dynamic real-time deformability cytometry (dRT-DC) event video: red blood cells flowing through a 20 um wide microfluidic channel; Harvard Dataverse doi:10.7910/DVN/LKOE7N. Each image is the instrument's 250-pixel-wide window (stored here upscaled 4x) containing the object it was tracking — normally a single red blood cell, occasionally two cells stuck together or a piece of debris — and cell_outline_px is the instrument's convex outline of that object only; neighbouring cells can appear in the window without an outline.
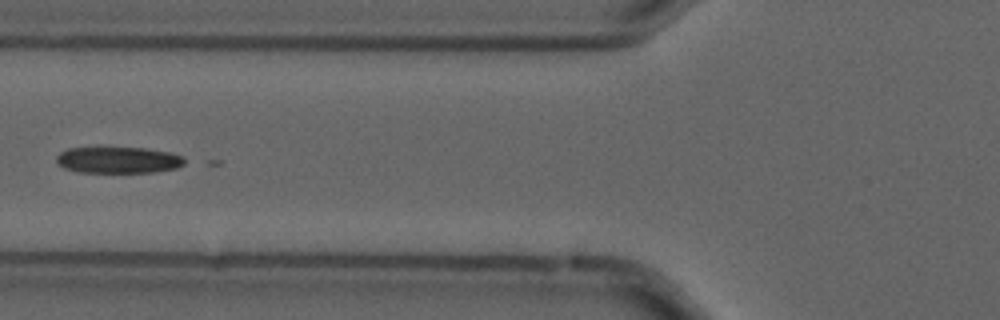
{"species": "common noctule bat (a hibernating species)", "species_latin": "Nyctalus noctula", "temperature_condition": "cold", "stored_images_in_passage": 4, "camera_frame_rate_fps": 3000, "um_per_image_px": 0.085, "animal": {"sex": "male", "forearm_length_mm": 52.5}, "frame": {"image": 1, "passage_image": 3, "time_ms": 0.667, "image_size_px": [1000, 320], "cell_outline_px": [[184, 164], [176, 168], [152, 172], [76, 172], [64, 168], [56, 164], [56, 156], [60, 152], [68, 148], [100, 144], [148, 148], [172, 152], [184, 156]], "centroid_in_image_um": [9.99, 13.54], "position_along_channel_um": 115.8, "area_um2": 20.98}}
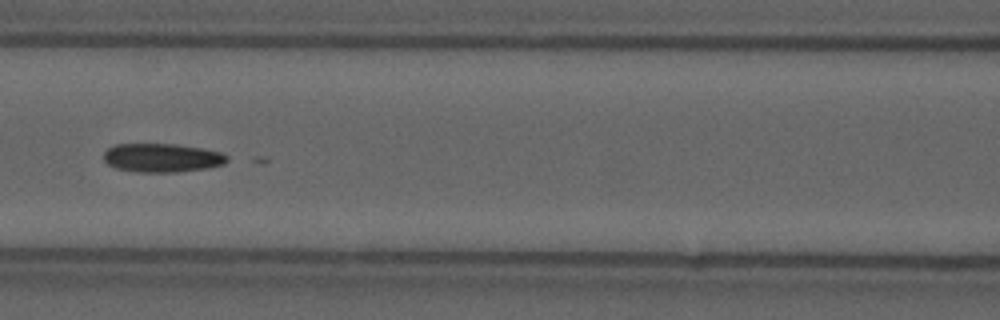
{"frame": {"image": 2, "passage_image": 4, "time_ms": 1.0, "image_size_px": [1000, 320], "cell_outline_px": [[228, 160], [224, 164], [208, 168], [176, 172], [136, 172], [116, 168], [108, 164], [104, 160], [104, 152], [108, 148], [116, 144], [176, 144], [204, 148], [220, 152], [228, 156]], "centroid_in_image_um": [13.78, 13.41], "position_along_channel_um": 152.8, "area_um2": 20.75}}